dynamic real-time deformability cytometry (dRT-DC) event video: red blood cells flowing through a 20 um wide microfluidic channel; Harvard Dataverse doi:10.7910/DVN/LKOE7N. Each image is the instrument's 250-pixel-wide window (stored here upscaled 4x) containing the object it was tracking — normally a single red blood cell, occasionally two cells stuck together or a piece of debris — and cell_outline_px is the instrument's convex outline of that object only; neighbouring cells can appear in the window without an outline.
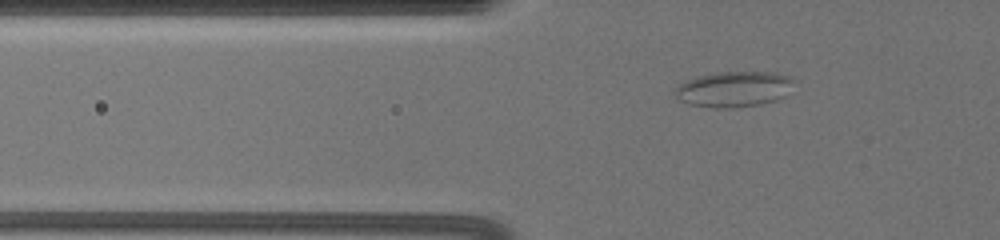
{"species": "common noctule bat (a hibernating species)", "species_latin": "Nyctalus noctula", "temperature_condition": "warm", "stored_images_in_passage": 43, "segment_of_instrument_passage": [1, 2], "camera_frame_rate_fps": 3000, "um_per_image_px": 0.085, "animal": {"sex": "female", "body_mass_g": 19.5, "forearm_length_mm": 54.1}, "frame": {"image": 1, "passage_image": 12, "time_ms": 4.333, "image_size_px": [1000, 240], "cell_outline_px": [[792, 80], [784, 96], [760, 104], [728, 108], [716, 108], [688, 104], [680, 100], [676, 96], [676, 88], [680, 84], [696, 76], [720, 72], [776, 72], [788, 76]], "centroid_in_image_um": [62.32, 7.57], "position_along_channel_um": 63.5, "area_um2": 24.1}}
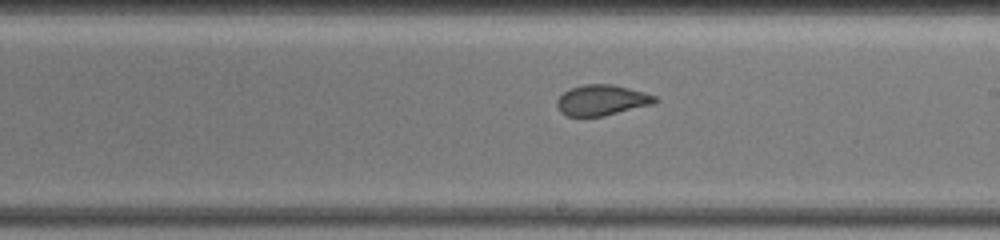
{"frame": {"image": 2, "passage_image": 26, "time_ms": 9.667, "image_size_px": [1000, 240], "cell_outline_px": [[660, 100], [652, 104], [604, 116], [568, 116], [560, 112], [556, 104], [556, 100], [564, 92], [572, 88], [584, 84], [612, 84], [644, 92], [656, 96]], "centroid_in_image_um": [51.15, 8.51], "position_along_channel_um": 237.8, "area_um2": 17.4}}
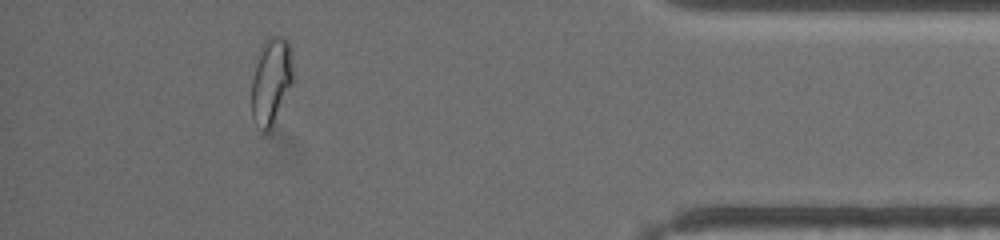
{"frame": {"image": 3, "passage_image": 39, "time_ms": 15.667, "image_size_px": [1000, 240], "cell_outline_px": [[292, 80], [272, 128], [268, 132], [264, 132], [252, 116], [252, 80], [256, 64], [268, 40], [272, 36], [284, 36], [288, 40], [292, 72]], "centroid_in_image_um": [23.05, 6.94], "position_along_channel_um": 412.2, "area_um2": 19.83}}